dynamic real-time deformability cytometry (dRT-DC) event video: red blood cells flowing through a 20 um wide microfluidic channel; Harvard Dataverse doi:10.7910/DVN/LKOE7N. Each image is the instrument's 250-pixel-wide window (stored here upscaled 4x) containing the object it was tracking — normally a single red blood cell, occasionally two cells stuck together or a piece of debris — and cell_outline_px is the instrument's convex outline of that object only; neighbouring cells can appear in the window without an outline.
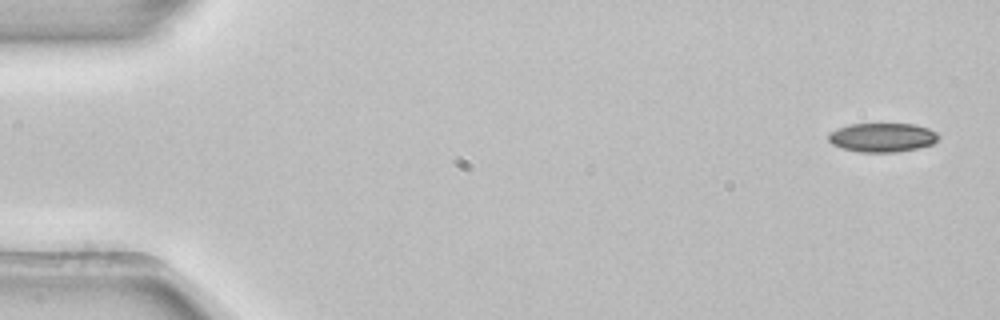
{"species": "common noctule bat (a hibernating species)", "species_latin": "Nyctalus noctula", "temperature_condition": "room temperature", "stored_images_in_passage": 6, "camera_frame_rate_fps": 3000, "um_per_image_px": 0.085, "animal": {"sex": "female", "body_mass_g": 22.7, "forearm_length_mm": 54.2}, "frame": {"image": 1, "passage_image": 1, "time_ms": 0.0, "image_size_px": [1000, 320], "cell_outline_px": [[940, 136], [932, 144], [916, 148], [896, 152], [860, 152], [840, 148], [832, 144], [828, 140], [828, 136], [836, 128], [852, 124], [916, 124], [928, 128], [936, 132]], "centroid_in_image_um": [74.98, 11.68], "position_along_channel_um": 10.0, "area_um2": 18.55}}
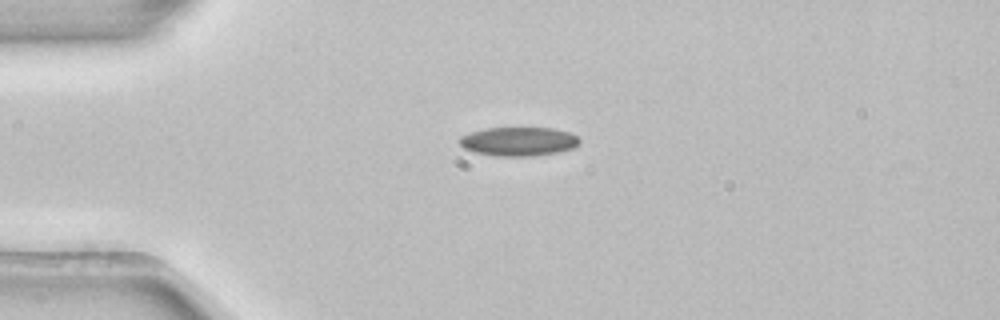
{"frame": {"image": 2, "passage_image": 4, "time_ms": 1.0, "image_size_px": [1000, 320], "cell_outline_px": [[580, 144], [572, 148], [556, 152], [532, 156], [496, 156], [472, 152], [464, 148], [456, 140], [460, 136], [484, 128], [552, 128], [568, 132], [576, 136], [580, 140]], "centroid_in_image_um": [44.03, 12.02], "position_along_channel_um": 41.0, "area_um2": 20.23}}